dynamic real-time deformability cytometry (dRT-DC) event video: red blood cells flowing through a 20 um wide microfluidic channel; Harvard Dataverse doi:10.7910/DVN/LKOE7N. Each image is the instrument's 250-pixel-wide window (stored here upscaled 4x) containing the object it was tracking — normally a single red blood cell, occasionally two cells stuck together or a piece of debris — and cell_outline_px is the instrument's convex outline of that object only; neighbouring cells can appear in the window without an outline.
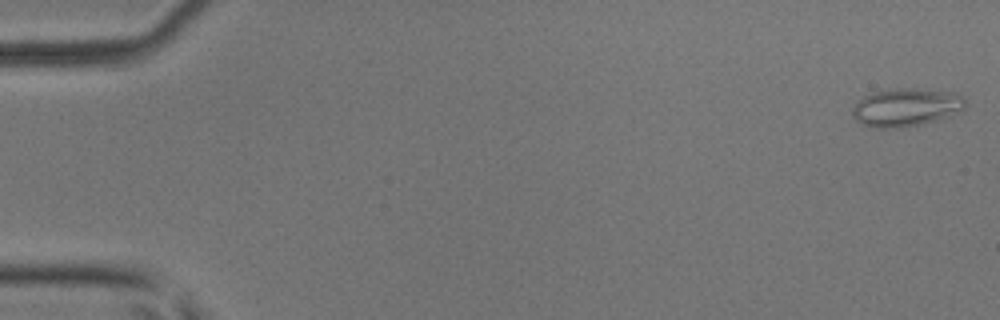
{"species": "common noctule bat (a hibernating species)", "species_latin": "Nyctalus noctula", "temperature_condition": "room temperature", "stored_images_in_passage": 5, "camera_frame_rate_fps": 3000, "um_per_image_px": 0.085, "animal": {"sex": "male", "body_mass_g": 17.9, "forearm_length_mm": 54.2}, "frame": {"image": 1, "passage_image": 1, "time_ms": 0.0, "image_size_px": [1000, 320], "cell_outline_px": [[964, 108], [948, 116], [936, 120], [920, 124], [888, 128], [876, 128], [864, 124], [856, 120], [852, 116], [852, 108], [864, 96], [872, 92], [896, 88], [916, 88], [956, 92], [964, 96]], "centroid_in_image_um": [77.01, 9.1], "position_along_channel_um": 8.0, "area_um2": 24.85}}